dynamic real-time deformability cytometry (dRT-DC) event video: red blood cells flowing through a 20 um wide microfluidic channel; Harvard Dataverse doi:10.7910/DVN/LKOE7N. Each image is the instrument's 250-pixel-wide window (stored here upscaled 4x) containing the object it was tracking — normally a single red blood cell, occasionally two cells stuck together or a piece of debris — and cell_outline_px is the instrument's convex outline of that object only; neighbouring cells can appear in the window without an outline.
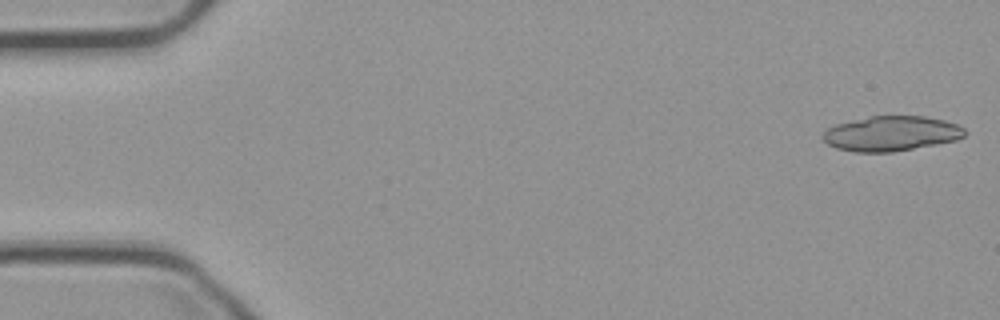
{"species": "common noctule bat (a hibernating species)", "species_latin": "Nyctalus noctula", "temperature_condition": "cold", "stored_images_in_passage": 20, "camera_frame_rate_fps": 3000, "um_per_image_px": 0.085, "animal": {"sex": "male", "body_mass_g": 23.1, "forearm_length_mm": 52.7}, "frame": {"image": 1, "passage_image": 1, "time_ms": 0.0, "image_size_px": [1000, 320], "cell_outline_px": [[968, 132], [964, 136], [956, 140], [936, 144], [892, 152], [856, 152], [836, 148], [828, 144], [820, 136], [828, 128], [836, 124], [872, 116], [924, 116], [944, 120], [956, 124], [964, 128]], "centroid_in_image_um": [75.76, 11.35], "position_along_channel_um": 9.2, "area_um2": 28.78}}